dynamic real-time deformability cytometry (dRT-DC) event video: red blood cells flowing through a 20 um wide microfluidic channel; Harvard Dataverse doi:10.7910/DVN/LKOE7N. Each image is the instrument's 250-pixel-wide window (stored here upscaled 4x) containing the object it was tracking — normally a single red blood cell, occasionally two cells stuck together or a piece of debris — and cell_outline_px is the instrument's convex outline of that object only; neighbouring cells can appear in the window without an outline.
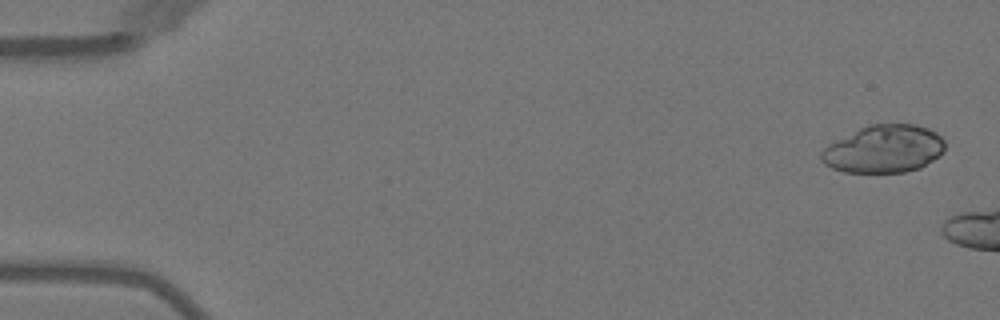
{"species": "Egyptian fruit bat (a non-hibernating species)", "species_latin": "Rousettus aegyptiacus", "temperature_condition": "warm", "stored_images_in_passage": 5, "segment_of_instrument_passage": [2, 2], "camera_frame_rate_fps": 3000, "um_per_image_px": 0.085, "animal": {"sex": "female"}, "frame": {"image": 1, "passage_image": 5, "time_ms": 5.0, "image_size_px": [1000, 320], "cell_outline_px": [[944, 152], [940, 156], [920, 168], [904, 172], [844, 172], [832, 168], [824, 164], [820, 160], [820, 152], [828, 144], [868, 124], [916, 124], [928, 128], [936, 132], [944, 140]], "centroid_in_image_um": [75.13, 12.66], "position_along_channel_um": 9.9, "area_um2": 34.51}}